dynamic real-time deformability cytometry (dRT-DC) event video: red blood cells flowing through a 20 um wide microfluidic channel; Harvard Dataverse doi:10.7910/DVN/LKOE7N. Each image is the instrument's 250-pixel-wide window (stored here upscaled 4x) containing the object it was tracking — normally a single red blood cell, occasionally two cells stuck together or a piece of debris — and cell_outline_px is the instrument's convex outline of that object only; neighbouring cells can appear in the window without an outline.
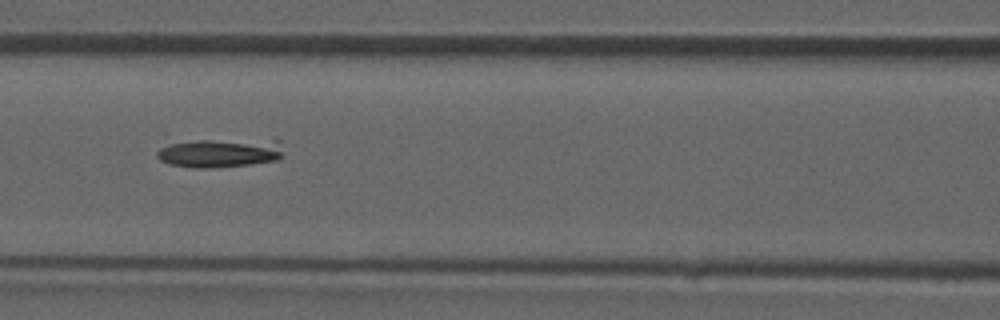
{"species": "common noctule bat (a hibernating species)", "species_latin": "Nyctalus noctula", "temperature_condition": "room temperature", "stored_images_in_passage": 48, "camera_frame_rate_fps": 3000, "um_per_image_px": 0.085, "animal": {"sex": "male", "forearm_length_mm": 52.5}, "frame": {"image": 1, "passage_image": 21, "time_ms": 6.667, "image_size_px": [1000, 320], "cell_outline_px": [[284, 156], [276, 160], [248, 164], [216, 168], [192, 168], [168, 164], [160, 160], [156, 156], [156, 152], [160, 148], [172, 144], [200, 140], [276, 136], [280, 140]], "centroid_in_image_um": [18.86, 12.95], "position_along_channel_um": 147.7, "area_um2": 22.37}}